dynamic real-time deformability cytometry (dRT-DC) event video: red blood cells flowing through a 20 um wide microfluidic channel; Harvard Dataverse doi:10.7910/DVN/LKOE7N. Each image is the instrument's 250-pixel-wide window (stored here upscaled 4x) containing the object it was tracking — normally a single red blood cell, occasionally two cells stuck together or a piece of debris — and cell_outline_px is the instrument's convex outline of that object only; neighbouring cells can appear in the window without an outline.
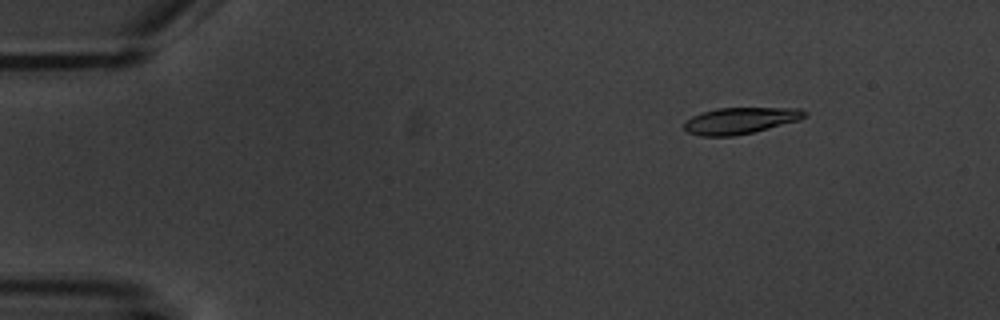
{"species": "common noctule bat (a hibernating species)", "species_latin": "Nyctalus noctula", "temperature_condition": "warm", "stored_images_in_passage": 3, "camera_frame_rate_fps": 3000, "um_per_image_px": 0.085, "animal": {"sex": "male", "body_mass_g": 20.1, "forearm_length_mm": 53.5}, "frame": {"image": 1, "passage_image": 3, "time_ms": 2.333, "image_size_px": [1000, 320], "cell_outline_px": [[808, 116], [800, 120], [752, 132], [732, 136], [700, 136], [688, 132], [684, 128], [684, 120], [692, 116], [716, 108], [800, 108], [808, 112]], "centroid_in_image_um": [62.94, 10.24], "position_along_channel_um": 22.1, "area_um2": 18.55}}